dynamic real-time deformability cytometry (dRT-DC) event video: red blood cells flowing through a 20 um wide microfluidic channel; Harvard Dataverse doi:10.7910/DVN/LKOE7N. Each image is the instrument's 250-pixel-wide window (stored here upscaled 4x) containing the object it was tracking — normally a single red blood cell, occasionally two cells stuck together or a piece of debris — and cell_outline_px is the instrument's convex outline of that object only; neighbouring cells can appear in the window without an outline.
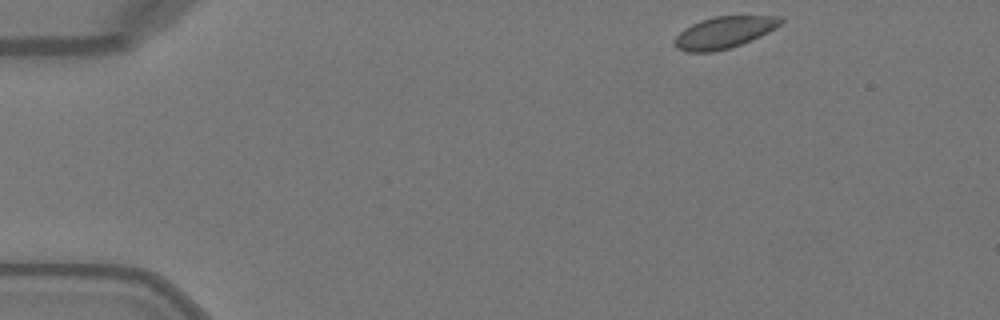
{"species": "Egyptian fruit bat (a non-hibernating species)", "species_latin": "Rousettus aegyptiacus", "temperature_condition": "warm", "stored_images_in_passage": 44, "camera_frame_rate_fps": 3000, "um_per_image_px": 0.085, "animal": {"sex": "female"}, "frame": {"image": 1, "passage_image": 1, "time_ms": 0.0, "image_size_px": [1000, 320], "cell_outline_px": [[784, 20], [780, 24], [768, 32], [752, 40], [728, 48], [712, 52], [688, 52], [676, 48], [672, 44], [672, 40], [684, 28], [700, 20], [716, 16], [780, 16]], "centroid_in_image_um": [61.5, 2.76], "position_along_channel_um": 23.5, "area_um2": 19.59}}
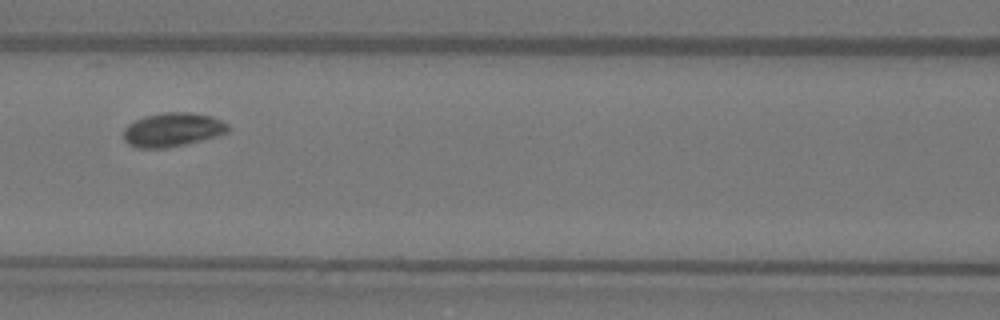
{"frame": {"image": 2, "passage_image": 17, "time_ms": 5.333, "image_size_px": [1000, 320], "cell_outline_px": [[228, 132], [216, 136], [184, 144], [164, 148], [140, 148], [128, 144], [124, 140], [124, 128], [128, 124], [144, 116], [164, 112], [192, 112], [212, 116], [228, 124]], "centroid_in_image_um": [14.65, 11.01], "position_along_channel_um": 151.9, "area_um2": 20.52}}
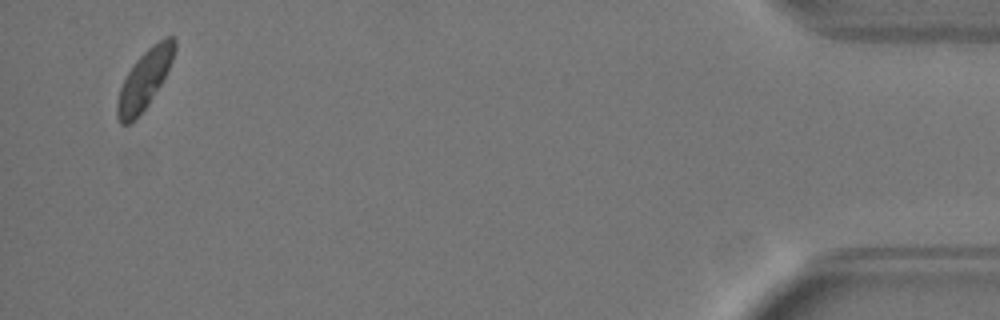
{"frame": {"image": 3, "passage_image": 43, "time_ms": 14.0, "image_size_px": [1000, 320], "cell_outline_px": [[176, 48], [172, 60], [160, 84], [148, 104], [128, 124], [120, 124], [116, 116], [116, 104], [120, 88], [132, 64], [152, 44], [164, 36], [172, 36], [176, 40]], "centroid_in_image_um": [12.27, 6.71], "position_along_channel_um": 422.9, "area_um2": 19.25}, "authors_computed_cell_mechanics": {"area_um2": 19.8832, "velocity_mm_per_s": 4.0303, "shape_relaxation_time_tau1_ms": 2.1794, "shape_relaxation_time_tau2_ms": null, "deformation_change_tau1": 0.038, "deformation_change_tau2": null}}